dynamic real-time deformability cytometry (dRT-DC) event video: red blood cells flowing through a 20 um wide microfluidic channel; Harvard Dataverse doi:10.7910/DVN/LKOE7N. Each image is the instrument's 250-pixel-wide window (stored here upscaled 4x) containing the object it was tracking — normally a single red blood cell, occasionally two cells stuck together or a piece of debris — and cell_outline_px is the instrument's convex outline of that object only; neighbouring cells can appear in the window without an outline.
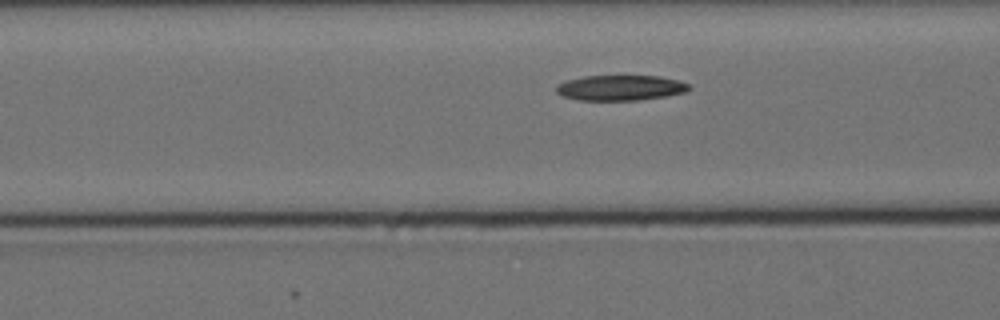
{"species": "Egyptian fruit bat (a non-hibernating species)", "species_latin": "Rousettus aegyptiacus", "temperature_condition": "cold", "stored_images_in_passage": 31, "camera_frame_rate_fps": 3000, "um_per_image_px": 0.085, "animal": {"sex": "female"}, "frame": {"image": 1, "passage_image": 8, "time_ms": 2.333, "image_size_px": [1000, 320], "cell_outline_px": [[692, 88], [688, 92], [664, 96], [636, 100], [576, 100], [564, 96], [556, 92], [556, 84], [564, 80], [584, 76], [660, 76], [676, 80], [688, 84]], "centroid_in_image_um": [52.7, 7.46], "position_along_channel_um": 113.9, "area_um2": 19.65}}
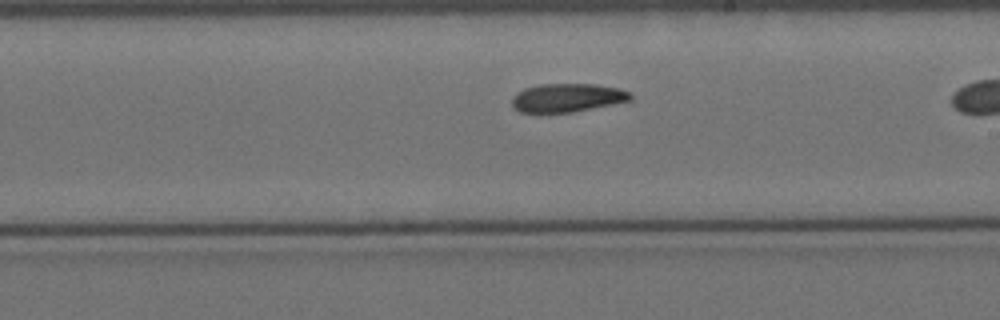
{"frame": {"image": 2, "passage_image": 19, "time_ms": 6.0, "image_size_px": [1000, 320], "cell_outline_px": [[632, 100], [572, 112], [520, 112], [512, 108], [512, 96], [516, 92], [524, 88], [540, 84], [596, 84], [620, 88], [632, 92]], "centroid_in_image_um": [48.21, 8.3], "position_along_channel_um": 240.8, "area_um2": 19.83}}
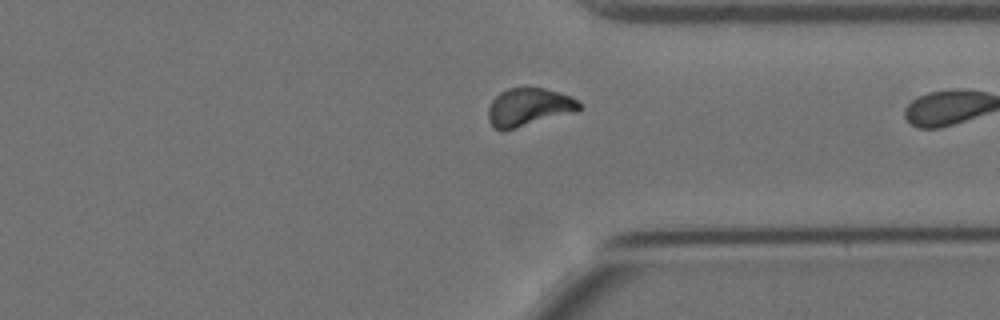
{"frame": {"image": 3, "passage_image": 30, "time_ms": 9.667, "image_size_px": [1000, 320], "cell_outline_px": [[584, 108], [576, 112], [504, 132], [500, 132], [488, 120], [488, 108], [492, 100], [500, 92], [508, 88], [524, 84], [544, 88], [560, 92], [584, 104]], "centroid_in_image_um": [44.96, 9.09], "position_along_channel_um": 366.4, "area_um2": 21.04}}